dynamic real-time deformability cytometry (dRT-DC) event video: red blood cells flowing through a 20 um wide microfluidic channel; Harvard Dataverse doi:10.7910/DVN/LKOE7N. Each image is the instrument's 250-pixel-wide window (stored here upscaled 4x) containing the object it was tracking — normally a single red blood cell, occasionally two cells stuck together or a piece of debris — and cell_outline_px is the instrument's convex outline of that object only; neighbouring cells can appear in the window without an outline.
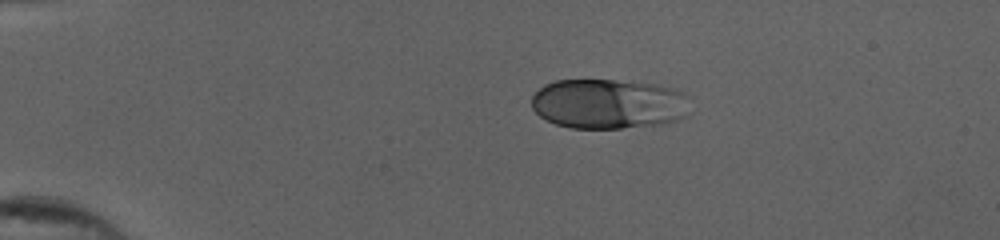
{"species": "human", "species_latin": "Homo sapiens", "temperature_condition": "cold", "stored_images_in_passage": 15, "camera_frame_rate_fps": 3000, "um_per_image_px": 0.085, "donor": {"sex": "female"}, "frame": {"image": 1, "passage_image": 11, "time_ms": 3.333, "image_size_px": [1000, 240], "cell_outline_px": [[628, 124], [612, 128], [580, 128], [560, 124], [544, 116], [536, 108], [536, 96], [544, 88], [552, 84], [564, 80], [604, 80], [620, 84]], "centroid_in_image_um": [49.6, 8.83], "position_along_channel_um": 35.4, "area_um2": 26.7}}